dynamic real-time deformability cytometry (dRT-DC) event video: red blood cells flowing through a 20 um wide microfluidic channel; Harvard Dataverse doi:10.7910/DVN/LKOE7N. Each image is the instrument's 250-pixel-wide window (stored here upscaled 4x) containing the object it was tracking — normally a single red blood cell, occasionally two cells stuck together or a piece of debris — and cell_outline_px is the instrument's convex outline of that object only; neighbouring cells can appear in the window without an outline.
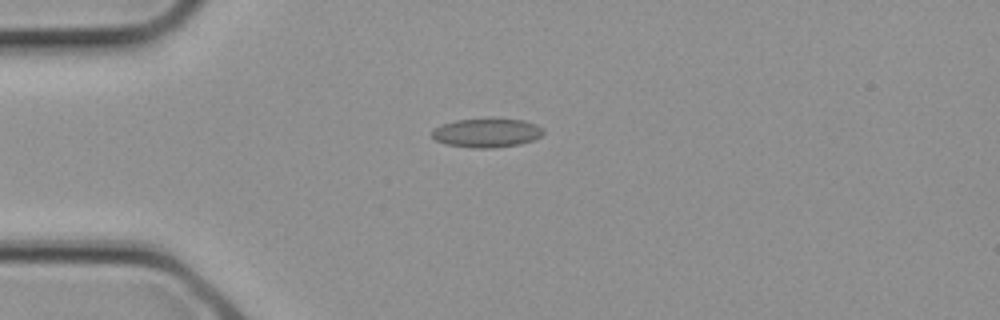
{"species": "common noctule bat (a hibernating species)", "species_latin": "Nyctalus noctula", "temperature_condition": "cold", "stored_images_in_passage": 2, "camera_frame_rate_fps": 3000, "um_per_image_px": 0.085, "animal": {"sex": "female", "body_mass_g": 21.9}, "frame": {"image": 1, "passage_image": 2, "time_ms": 0.333, "image_size_px": [1000, 320], "cell_outline_px": [[544, 132], [540, 136], [532, 140], [520, 144], [496, 148], [472, 148], [444, 144], [436, 140], [432, 136], [432, 132], [436, 128], [444, 124], [456, 120], [488, 116], [524, 120], [536, 124], [544, 128]], "centroid_in_image_um": [41.41, 11.26], "position_along_channel_um": 43.6, "area_um2": 19.42}}